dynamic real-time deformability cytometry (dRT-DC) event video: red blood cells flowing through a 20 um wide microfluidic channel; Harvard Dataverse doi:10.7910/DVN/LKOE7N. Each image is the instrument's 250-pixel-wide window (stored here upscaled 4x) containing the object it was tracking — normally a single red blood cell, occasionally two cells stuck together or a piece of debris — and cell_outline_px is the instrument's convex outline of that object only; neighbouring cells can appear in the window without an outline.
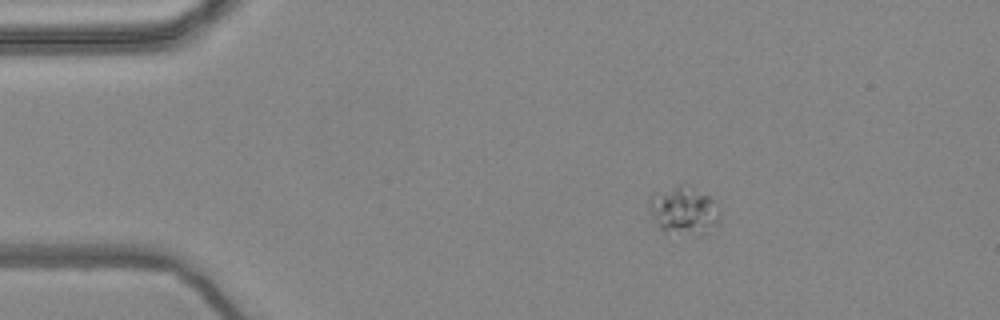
{"species": "common noctule bat (a hibernating species)", "species_latin": "Nyctalus noctula", "temperature_condition": "warm", "stored_images_in_passage": 49, "camera_frame_rate_fps": 3000, "um_per_image_px": 0.085, "animal": {"sex": "female", "body_mass_g": 24.6, "forearm_length_mm": 56.2}, "frame": {"image": 1, "passage_image": 1, "time_ms": 0.0, "image_size_px": [1000, 320], "cell_outline_px": [[720, 220], [708, 236], [700, 236], [664, 232], [660, 228], [648, 212], [648, 200], [652, 192], [680, 184], [684, 184], [708, 196], [712, 200], [720, 212]], "centroid_in_image_um": [58.1, 17.93], "position_along_channel_um": 26.9, "area_um2": 20.4}}
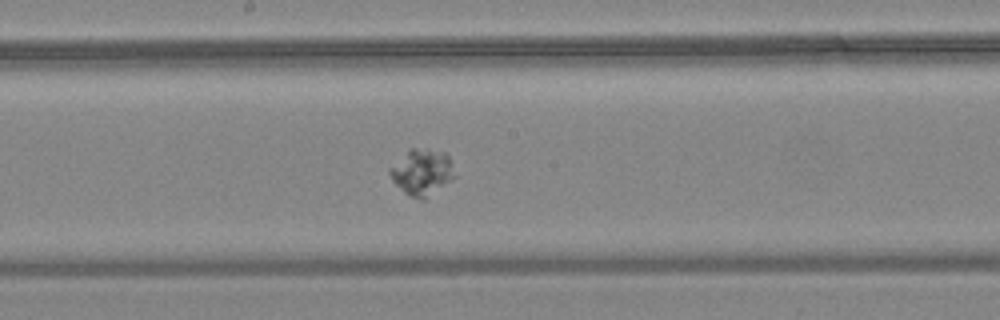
{"frame": {"image": 2, "passage_image": 22, "time_ms": 7.0, "image_size_px": [1000, 320], "cell_outline_px": [[456, 176], [424, 200], [420, 200], [408, 196], [392, 180], [388, 172], [388, 168], [412, 148], [416, 148], [444, 152], [448, 156]], "centroid_in_image_um": [35.85, 14.66], "position_along_channel_um": 212.3, "area_um2": 17.17}}
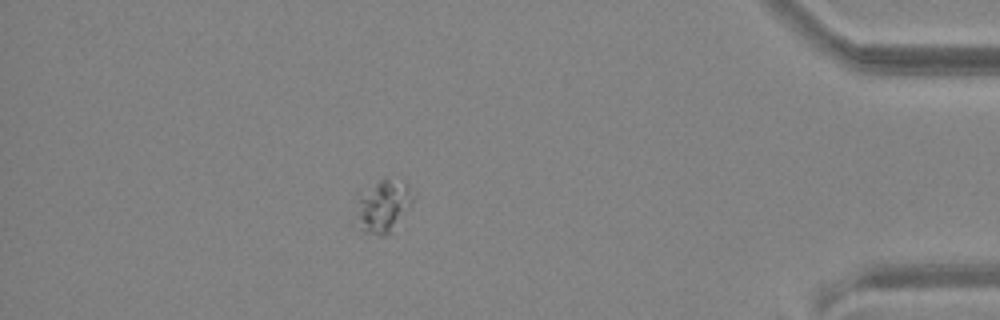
{"frame": {"image": 3, "passage_image": 42, "time_ms": 13.667, "image_size_px": [1000, 320], "cell_outline_px": [[416, 196], [412, 204], [388, 232], [384, 236], [380, 236], [364, 232], [360, 228], [356, 196], [356, 192], [384, 176], [408, 180], [416, 192]], "centroid_in_image_um": [32.61, 17.36], "position_along_channel_um": 402.6, "area_um2": 18.15}}